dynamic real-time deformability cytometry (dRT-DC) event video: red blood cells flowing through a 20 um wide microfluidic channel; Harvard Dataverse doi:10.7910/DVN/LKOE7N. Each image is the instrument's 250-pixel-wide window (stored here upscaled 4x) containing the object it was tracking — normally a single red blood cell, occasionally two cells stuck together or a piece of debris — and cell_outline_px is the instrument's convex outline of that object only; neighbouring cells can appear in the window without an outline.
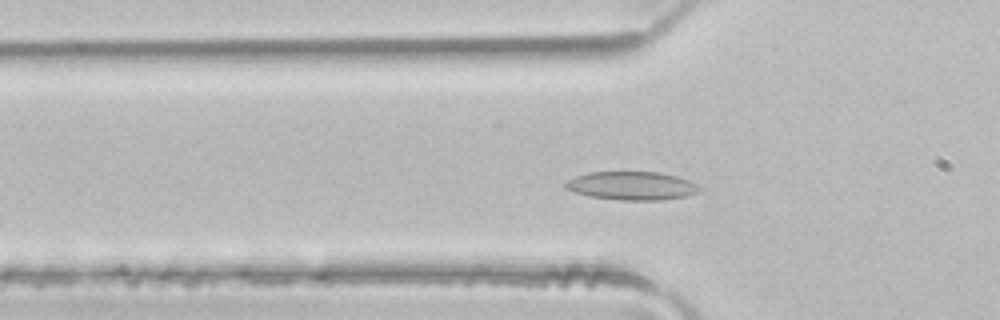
{"species": "common noctule bat (a hibernating species)", "species_latin": "Nyctalus noctula", "temperature_condition": "room temperature", "stored_images_in_passage": 46, "camera_frame_rate_fps": 3000, "um_per_image_px": 0.085, "animal": {"sex": "male", "body_mass_g": 21.5, "forearm_length_mm": 52.0}, "frame": {"image": 1, "passage_image": 13, "time_ms": 4.0, "image_size_px": [1000, 320], "cell_outline_px": [[700, 188], [696, 192], [688, 196], [660, 200], [620, 200], [588, 196], [564, 188], [564, 184], [568, 180], [576, 176], [588, 172], [660, 172], [676, 176], [700, 184]], "centroid_in_image_um": [53.71, 15.79], "position_along_channel_um": 72.1, "area_um2": 22.2}}
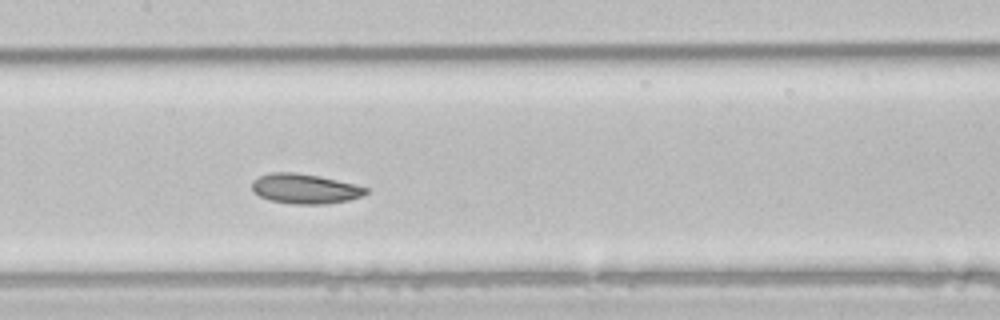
{"frame": {"image": 2, "passage_image": 21, "time_ms": 6.667, "image_size_px": [1000, 320], "cell_outline_px": [[368, 192], [364, 196], [348, 200], [324, 204], [292, 204], [272, 200], [260, 196], [252, 188], [252, 180], [268, 172], [296, 172], [320, 176], [368, 188]], "centroid_in_image_um": [25.92, 16.03], "position_along_channel_um": 181.5, "area_um2": 19.71}}
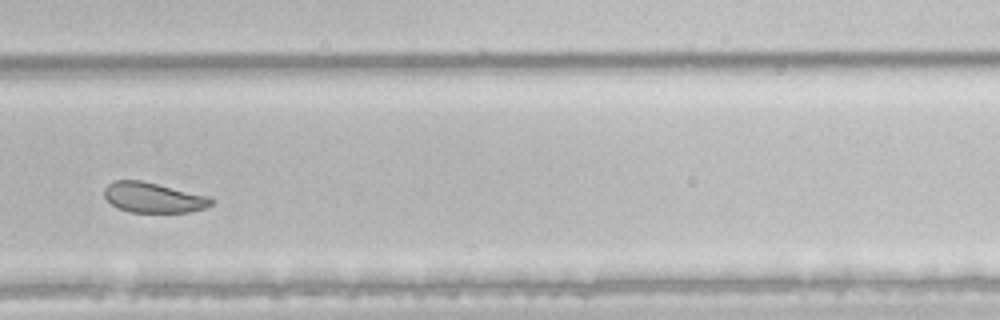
{"frame": {"image": 3, "passage_image": 31, "time_ms": 10.0, "image_size_px": [1000, 320], "cell_outline_px": [[216, 200], [212, 204], [204, 208], [188, 212], [132, 212], [120, 208], [112, 204], [104, 196], [104, 188], [112, 180], [140, 180], [208, 196]], "centroid_in_image_um": [13.03, 16.79], "position_along_channel_um": 316.8, "area_um2": 18.61}, "authors_computed_cell_mechanics": {"area_um2": 22.2819, "velocity_mm_per_s": 4.0771, "shape_relaxation_time_tau1_ms": 2.3852, "shape_relaxation_time_tau2_ms": 3.1604, "deformation_change_tau1": 0.0982, "deformation_change_tau2": 0.0742}}